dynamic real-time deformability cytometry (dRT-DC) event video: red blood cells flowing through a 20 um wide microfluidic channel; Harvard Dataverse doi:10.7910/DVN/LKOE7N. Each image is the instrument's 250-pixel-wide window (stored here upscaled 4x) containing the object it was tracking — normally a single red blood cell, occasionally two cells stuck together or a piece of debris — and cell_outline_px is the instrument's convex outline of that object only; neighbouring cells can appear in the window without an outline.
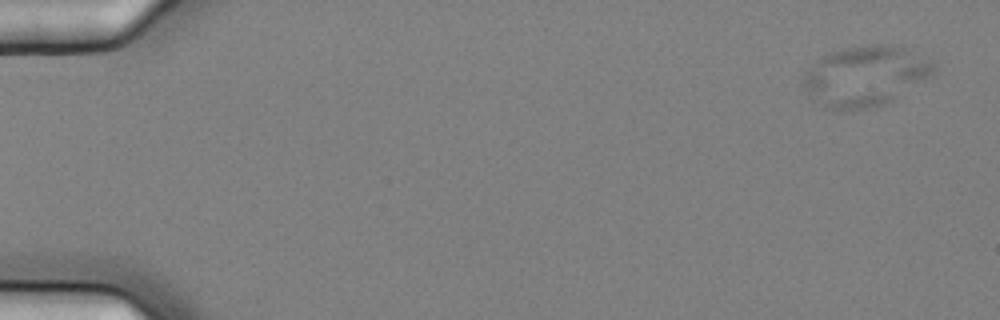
{"species": "common noctule bat (a hibernating species)", "species_latin": "Nyctalus noctula", "temperature_condition": "cold", "stored_images_in_passage": 9, "camera_frame_rate_fps": 3000, "um_per_image_px": 0.085, "animal": {"sex": "female", "body_mass_g": 25.1}, "frame": {"image": 1, "passage_image": 1, "time_ms": 0.0, "image_size_px": [1000, 320], "cell_outline_px": [[936, 68], [932, 72], [892, 100], [880, 104], [864, 108], [824, 108], [812, 100], [804, 84], [804, 72], [820, 56], [840, 48], [872, 44], [892, 44], [904, 48], [932, 60]], "centroid_in_image_um": [73.48, 6.41], "position_along_channel_um": 11.5, "area_um2": 44.85}}
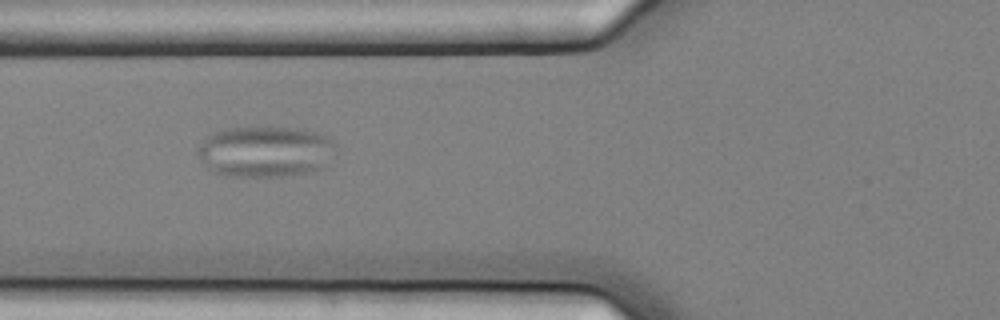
{"frame": {"image": 2, "passage_image": 7, "time_ms": 2.0, "image_size_px": [1000, 320], "cell_outline_px": [[336, 144], [324, 168], [308, 172], [280, 176], [224, 176], [208, 168], [196, 152], [196, 148], [208, 136], [216, 132], [228, 128], [300, 128], [316, 132], [332, 140]], "centroid_in_image_um": [22.54, 12.89], "position_along_channel_um": 103.3, "area_um2": 40.58}}
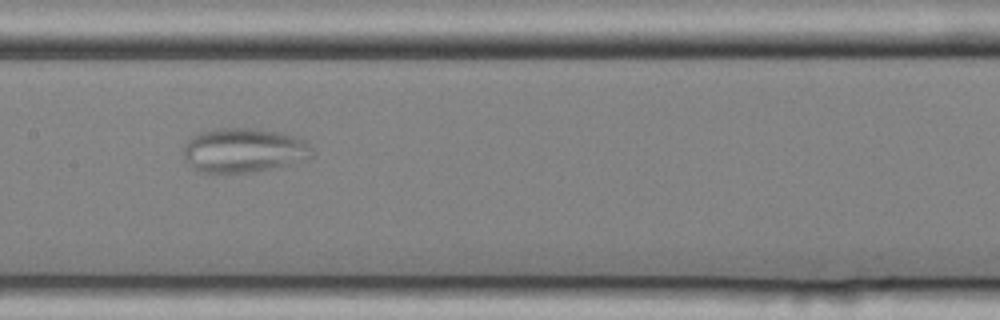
{"frame": {"image": 3, "passage_image": 9, "time_ms": 2.667, "image_size_px": [1000, 320], "cell_outline_px": [[312, 156], [288, 164], [252, 172], [196, 172], [184, 160], [184, 148], [188, 140], [192, 136], [200, 132], [220, 128], [256, 128], [280, 132], [296, 136], [312, 144]], "centroid_in_image_um": [20.7, 12.76], "position_along_channel_um": 186.7, "area_um2": 33.23}}